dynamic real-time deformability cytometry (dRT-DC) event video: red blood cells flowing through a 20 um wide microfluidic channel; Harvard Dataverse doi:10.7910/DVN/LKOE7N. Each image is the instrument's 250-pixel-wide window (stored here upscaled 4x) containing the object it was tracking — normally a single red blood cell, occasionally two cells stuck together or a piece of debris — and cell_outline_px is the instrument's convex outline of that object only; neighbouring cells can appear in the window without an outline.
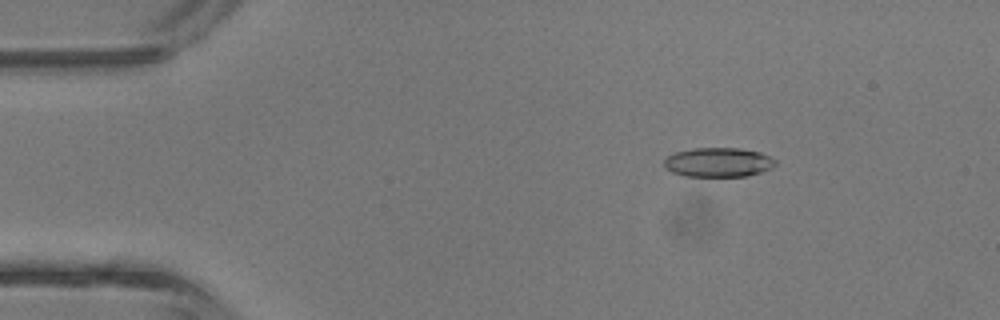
{"species": "common noctule bat (a hibernating species)", "species_latin": "Nyctalus noctula", "temperature_condition": "room temperature", "stored_images_in_passage": 44, "camera_frame_rate_fps": 3000, "um_per_image_px": 0.085, "animal": {"sex": "male", "body_mass_g": 13.3}, "frame": {"image": 1, "passage_image": 7, "time_ms": 2.0, "image_size_px": [1000, 320], "cell_outline_px": [[776, 164], [772, 168], [748, 176], [684, 176], [672, 172], [664, 168], [664, 160], [668, 156], [676, 152], [692, 148], [740, 148], [760, 152], [776, 160]], "centroid_in_image_um": [61.05, 13.79], "position_along_channel_um": 24.0, "area_um2": 19.07}}
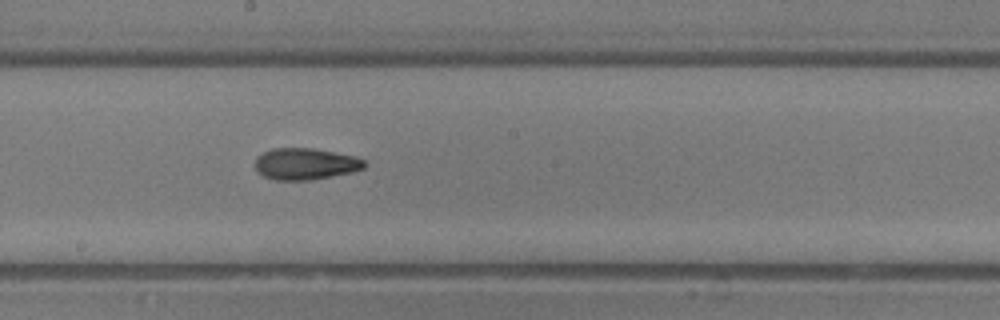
{"frame": {"image": 2, "passage_image": 24, "time_ms": 7.667, "image_size_px": [1000, 320], "cell_outline_px": [[368, 164], [364, 168], [352, 172], [312, 180], [272, 180], [256, 172], [256, 156], [272, 148], [312, 148], [356, 156], [364, 160]], "centroid_in_image_um": [25.96, 13.93], "position_along_channel_um": 222.2, "area_um2": 20.29}}
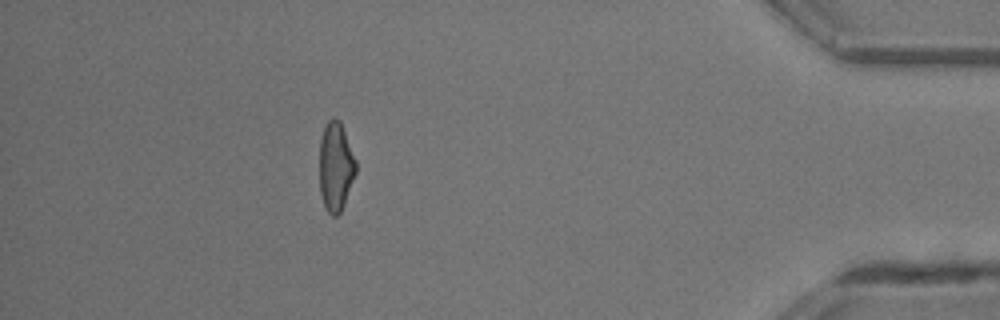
{"frame": {"image": 3, "passage_image": 39, "time_ms": 12.667, "image_size_px": [1000, 320], "cell_outline_px": [[356, 172], [340, 212], [336, 216], [332, 216], [328, 212], [324, 204], [320, 192], [320, 140], [324, 128], [328, 120], [332, 116], [340, 120], [356, 160]], "centroid_in_image_um": [28.53, 14.12], "position_along_channel_um": 406.7, "area_um2": 18.67}, "authors_computed_cell_mechanics": {"area_um2": 19.5653, "velocity_mm_per_s": 4.7744, "shape_relaxation_time_tau1_ms": 4.9405, "shape_relaxation_time_tau2_ms": 5.2109, "deformation_change_tau1": 0.1636, "deformation_change_tau2": 0.1703}}